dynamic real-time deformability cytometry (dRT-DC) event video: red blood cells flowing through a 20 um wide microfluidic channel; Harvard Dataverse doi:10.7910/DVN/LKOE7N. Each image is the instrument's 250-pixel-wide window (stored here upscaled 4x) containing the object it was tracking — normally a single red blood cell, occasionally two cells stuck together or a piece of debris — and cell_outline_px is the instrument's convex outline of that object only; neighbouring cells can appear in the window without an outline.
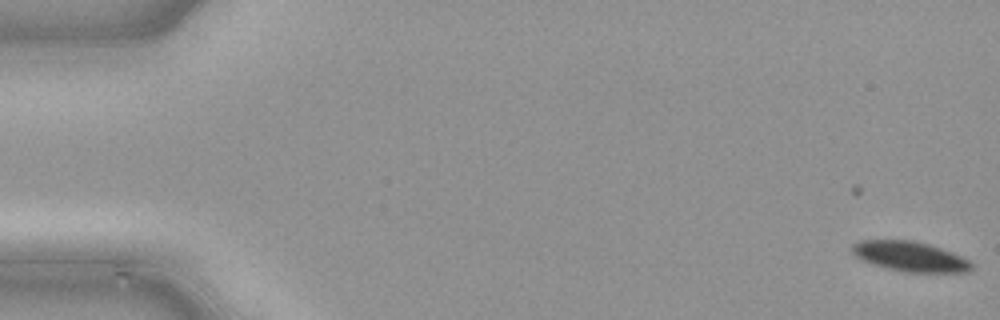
{"species": "common noctule bat (a hibernating species)", "species_latin": "Nyctalus noctula", "temperature_condition": "cold", "stored_images_in_passage": 2, "camera_frame_rate_fps": 3000, "um_per_image_px": 0.085, "animal": {"sex": "male", "body_mass_g": 21.5, "forearm_length_mm": 52.0}, "frame": {"image": 1, "passage_image": 2, "time_ms": 0.333, "image_size_px": [1000, 320], "cell_outline_px": [[972, 272], [904, 272], [888, 268], [864, 260], [856, 256], [852, 252], [852, 244], [860, 240], [912, 240], [928, 244], [952, 252], [968, 260], [972, 264]], "centroid_in_image_um": [77.38, 21.8], "position_along_channel_um": 7.6, "area_um2": 20.58}}